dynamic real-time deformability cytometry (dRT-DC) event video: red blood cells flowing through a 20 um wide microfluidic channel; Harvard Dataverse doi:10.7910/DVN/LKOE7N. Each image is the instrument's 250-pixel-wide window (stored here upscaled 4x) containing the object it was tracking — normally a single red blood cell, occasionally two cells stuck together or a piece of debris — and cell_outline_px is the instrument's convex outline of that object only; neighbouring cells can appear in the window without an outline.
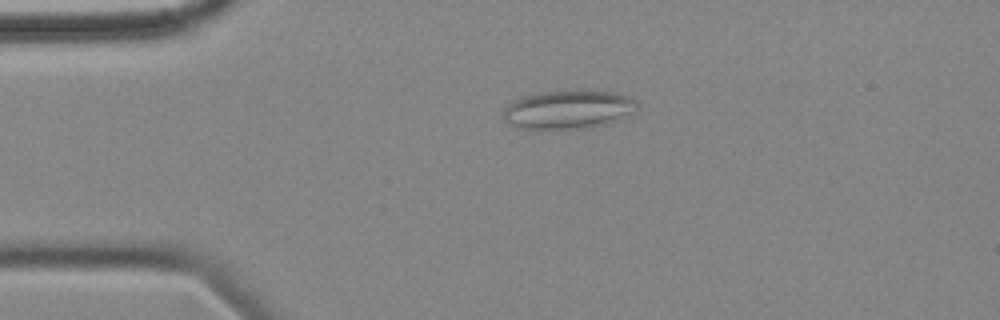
{"species": "common noctule bat (a hibernating species)", "species_latin": "Nyctalus noctula", "temperature_condition": "cold", "stored_images_in_passage": 57, "camera_frame_rate_fps": 3000, "um_per_image_px": 0.085, "animal": {"sex": "female", "body_mass_g": 18.4}, "frame": {"image": 1, "passage_image": 12, "time_ms": 3.667, "image_size_px": [1000, 320], "cell_outline_px": [[640, 104], [632, 112], [608, 124], [588, 128], [536, 132], [520, 128], [508, 124], [504, 120], [504, 108], [512, 100], [524, 96], [540, 92], [580, 88], [596, 88], [628, 96], [636, 100]], "centroid_in_image_um": [48.27, 9.31], "position_along_channel_um": 36.7, "area_um2": 31.79}}
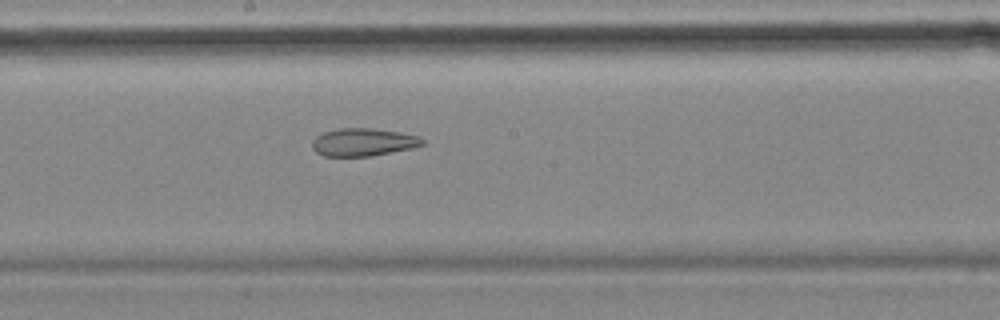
{"frame": {"image": 2, "passage_image": 30, "time_ms": 9.667, "image_size_px": [1000, 320], "cell_outline_px": [[424, 144], [412, 148], [372, 156], [324, 156], [316, 152], [312, 148], [312, 140], [316, 136], [324, 132], [340, 128], [372, 128], [400, 132], [420, 136], [424, 140]], "centroid_in_image_um": [30.88, 12.08], "position_along_channel_um": 217.3, "area_um2": 17.92}}
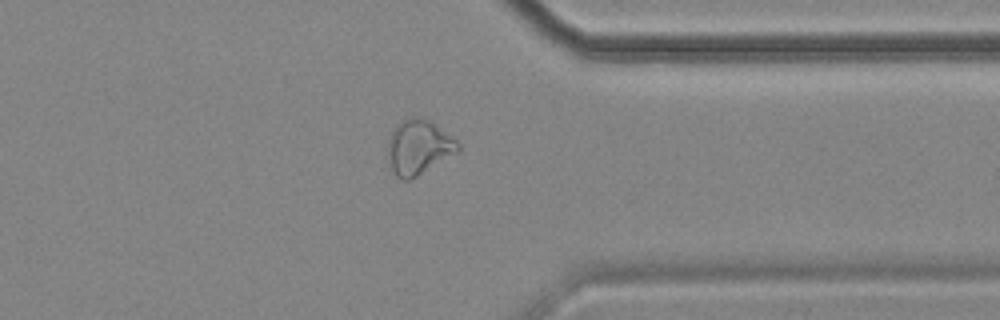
{"frame": {"image": 3, "passage_image": 44, "time_ms": 14.333, "image_size_px": [1000, 320], "cell_outline_px": [[460, 148], [456, 152], [416, 176], [408, 180], [404, 180], [396, 176], [392, 168], [388, 152], [388, 140], [396, 124], [408, 116], [416, 116], [428, 120], [456, 140], [460, 144]], "centroid_in_image_um": [35.55, 12.48], "position_along_channel_um": 375.8, "area_um2": 21.73}, "authors_computed_cell_mechanics": {"area_um2": 24.4494, "velocity_mm_per_s": 3.5119, "shape_relaxation_time_tau1_ms": null, "shape_relaxation_time_tau2_ms": 5.6518, "deformation_change_tau1": null, "deformation_change_tau2": 0.1504}}